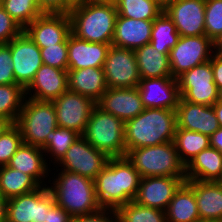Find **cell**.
I'll return each mask as SVG.
<instances>
[{"label":"cell","mask_w":222,"mask_h":222,"mask_svg":"<svg viewBox=\"0 0 222 222\" xmlns=\"http://www.w3.org/2000/svg\"><path fill=\"white\" fill-rule=\"evenodd\" d=\"M109 157L94 148L80 135L57 163L61 169L95 180L106 166Z\"/></svg>","instance_id":"11"},{"label":"cell","mask_w":222,"mask_h":222,"mask_svg":"<svg viewBox=\"0 0 222 222\" xmlns=\"http://www.w3.org/2000/svg\"><path fill=\"white\" fill-rule=\"evenodd\" d=\"M167 222H200L193 188L185 181L166 209Z\"/></svg>","instance_id":"29"},{"label":"cell","mask_w":222,"mask_h":222,"mask_svg":"<svg viewBox=\"0 0 222 222\" xmlns=\"http://www.w3.org/2000/svg\"><path fill=\"white\" fill-rule=\"evenodd\" d=\"M96 105L124 123L145 109L137 88H107Z\"/></svg>","instance_id":"19"},{"label":"cell","mask_w":222,"mask_h":222,"mask_svg":"<svg viewBox=\"0 0 222 222\" xmlns=\"http://www.w3.org/2000/svg\"><path fill=\"white\" fill-rule=\"evenodd\" d=\"M210 61L213 70L214 82L219 91L220 89H222V55L214 52Z\"/></svg>","instance_id":"46"},{"label":"cell","mask_w":222,"mask_h":222,"mask_svg":"<svg viewBox=\"0 0 222 222\" xmlns=\"http://www.w3.org/2000/svg\"><path fill=\"white\" fill-rule=\"evenodd\" d=\"M214 42L206 35L180 36L170 50L169 64L173 78H178L193 67L209 61L214 53Z\"/></svg>","instance_id":"10"},{"label":"cell","mask_w":222,"mask_h":222,"mask_svg":"<svg viewBox=\"0 0 222 222\" xmlns=\"http://www.w3.org/2000/svg\"><path fill=\"white\" fill-rule=\"evenodd\" d=\"M23 31L39 48H44L68 39L71 34V20L66 14L42 13Z\"/></svg>","instance_id":"15"},{"label":"cell","mask_w":222,"mask_h":222,"mask_svg":"<svg viewBox=\"0 0 222 222\" xmlns=\"http://www.w3.org/2000/svg\"><path fill=\"white\" fill-rule=\"evenodd\" d=\"M44 185L45 187L42 185L32 192L5 200L3 222H45L55 199L49 186Z\"/></svg>","instance_id":"8"},{"label":"cell","mask_w":222,"mask_h":222,"mask_svg":"<svg viewBox=\"0 0 222 222\" xmlns=\"http://www.w3.org/2000/svg\"><path fill=\"white\" fill-rule=\"evenodd\" d=\"M44 153V155H43ZM46 153L40 147L22 144L11 157L7 166L22 171L30 175L40 186L48 175V163H46ZM45 156V157H44Z\"/></svg>","instance_id":"26"},{"label":"cell","mask_w":222,"mask_h":222,"mask_svg":"<svg viewBox=\"0 0 222 222\" xmlns=\"http://www.w3.org/2000/svg\"><path fill=\"white\" fill-rule=\"evenodd\" d=\"M153 20L117 16L112 46L136 50L151 40Z\"/></svg>","instance_id":"23"},{"label":"cell","mask_w":222,"mask_h":222,"mask_svg":"<svg viewBox=\"0 0 222 222\" xmlns=\"http://www.w3.org/2000/svg\"><path fill=\"white\" fill-rule=\"evenodd\" d=\"M0 4L23 30L42 14L38 0H0Z\"/></svg>","instance_id":"36"},{"label":"cell","mask_w":222,"mask_h":222,"mask_svg":"<svg viewBox=\"0 0 222 222\" xmlns=\"http://www.w3.org/2000/svg\"><path fill=\"white\" fill-rule=\"evenodd\" d=\"M17 84L13 74L10 47L0 44V85Z\"/></svg>","instance_id":"42"},{"label":"cell","mask_w":222,"mask_h":222,"mask_svg":"<svg viewBox=\"0 0 222 222\" xmlns=\"http://www.w3.org/2000/svg\"><path fill=\"white\" fill-rule=\"evenodd\" d=\"M118 15L126 18L154 20L164 10L154 0H117Z\"/></svg>","instance_id":"34"},{"label":"cell","mask_w":222,"mask_h":222,"mask_svg":"<svg viewBox=\"0 0 222 222\" xmlns=\"http://www.w3.org/2000/svg\"><path fill=\"white\" fill-rule=\"evenodd\" d=\"M173 142L180 161L186 167L197 154L210 147V136L185 129H176Z\"/></svg>","instance_id":"31"},{"label":"cell","mask_w":222,"mask_h":222,"mask_svg":"<svg viewBox=\"0 0 222 222\" xmlns=\"http://www.w3.org/2000/svg\"><path fill=\"white\" fill-rule=\"evenodd\" d=\"M218 100L222 101V89L219 90Z\"/></svg>","instance_id":"55"},{"label":"cell","mask_w":222,"mask_h":222,"mask_svg":"<svg viewBox=\"0 0 222 222\" xmlns=\"http://www.w3.org/2000/svg\"><path fill=\"white\" fill-rule=\"evenodd\" d=\"M16 125L21 130L24 144L43 149L48 135L58 127L53 102L25 97Z\"/></svg>","instance_id":"7"},{"label":"cell","mask_w":222,"mask_h":222,"mask_svg":"<svg viewBox=\"0 0 222 222\" xmlns=\"http://www.w3.org/2000/svg\"><path fill=\"white\" fill-rule=\"evenodd\" d=\"M0 222H3V207H0Z\"/></svg>","instance_id":"54"},{"label":"cell","mask_w":222,"mask_h":222,"mask_svg":"<svg viewBox=\"0 0 222 222\" xmlns=\"http://www.w3.org/2000/svg\"><path fill=\"white\" fill-rule=\"evenodd\" d=\"M179 38L176 26L164 11L153 20L150 43L159 52L169 54Z\"/></svg>","instance_id":"32"},{"label":"cell","mask_w":222,"mask_h":222,"mask_svg":"<svg viewBox=\"0 0 222 222\" xmlns=\"http://www.w3.org/2000/svg\"><path fill=\"white\" fill-rule=\"evenodd\" d=\"M126 158L143 177H185V165L180 161L173 141L131 149Z\"/></svg>","instance_id":"5"},{"label":"cell","mask_w":222,"mask_h":222,"mask_svg":"<svg viewBox=\"0 0 222 222\" xmlns=\"http://www.w3.org/2000/svg\"><path fill=\"white\" fill-rule=\"evenodd\" d=\"M79 136L80 134L73 130L57 127L48 135L43 151L54 157V161L58 163Z\"/></svg>","instance_id":"37"},{"label":"cell","mask_w":222,"mask_h":222,"mask_svg":"<svg viewBox=\"0 0 222 222\" xmlns=\"http://www.w3.org/2000/svg\"><path fill=\"white\" fill-rule=\"evenodd\" d=\"M58 127L67 128L83 135L90 113L96 103L89 97L67 90L52 101Z\"/></svg>","instance_id":"14"},{"label":"cell","mask_w":222,"mask_h":222,"mask_svg":"<svg viewBox=\"0 0 222 222\" xmlns=\"http://www.w3.org/2000/svg\"><path fill=\"white\" fill-rule=\"evenodd\" d=\"M78 2L115 5L117 0H79Z\"/></svg>","instance_id":"50"},{"label":"cell","mask_w":222,"mask_h":222,"mask_svg":"<svg viewBox=\"0 0 222 222\" xmlns=\"http://www.w3.org/2000/svg\"><path fill=\"white\" fill-rule=\"evenodd\" d=\"M205 33L213 42L222 34V0H205Z\"/></svg>","instance_id":"38"},{"label":"cell","mask_w":222,"mask_h":222,"mask_svg":"<svg viewBox=\"0 0 222 222\" xmlns=\"http://www.w3.org/2000/svg\"><path fill=\"white\" fill-rule=\"evenodd\" d=\"M23 29L0 4V44H7L19 36Z\"/></svg>","instance_id":"41"},{"label":"cell","mask_w":222,"mask_h":222,"mask_svg":"<svg viewBox=\"0 0 222 222\" xmlns=\"http://www.w3.org/2000/svg\"><path fill=\"white\" fill-rule=\"evenodd\" d=\"M186 182L193 188L200 222H222V184L219 181Z\"/></svg>","instance_id":"24"},{"label":"cell","mask_w":222,"mask_h":222,"mask_svg":"<svg viewBox=\"0 0 222 222\" xmlns=\"http://www.w3.org/2000/svg\"><path fill=\"white\" fill-rule=\"evenodd\" d=\"M68 90L91 98L95 103L106 92L103 68L68 70Z\"/></svg>","instance_id":"25"},{"label":"cell","mask_w":222,"mask_h":222,"mask_svg":"<svg viewBox=\"0 0 222 222\" xmlns=\"http://www.w3.org/2000/svg\"><path fill=\"white\" fill-rule=\"evenodd\" d=\"M116 211L119 222H167L165 211L144 207L135 201L119 206Z\"/></svg>","instance_id":"35"},{"label":"cell","mask_w":222,"mask_h":222,"mask_svg":"<svg viewBox=\"0 0 222 222\" xmlns=\"http://www.w3.org/2000/svg\"><path fill=\"white\" fill-rule=\"evenodd\" d=\"M164 12L180 36L206 35L205 0H175Z\"/></svg>","instance_id":"17"},{"label":"cell","mask_w":222,"mask_h":222,"mask_svg":"<svg viewBox=\"0 0 222 222\" xmlns=\"http://www.w3.org/2000/svg\"><path fill=\"white\" fill-rule=\"evenodd\" d=\"M213 109L216 113L217 120L219 122L220 127H222V101L218 100L214 105Z\"/></svg>","instance_id":"48"},{"label":"cell","mask_w":222,"mask_h":222,"mask_svg":"<svg viewBox=\"0 0 222 222\" xmlns=\"http://www.w3.org/2000/svg\"><path fill=\"white\" fill-rule=\"evenodd\" d=\"M141 79L172 77L169 54L159 52L148 43L134 50Z\"/></svg>","instance_id":"28"},{"label":"cell","mask_w":222,"mask_h":222,"mask_svg":"<svg viewBox=\"0 0 222 222\" xmlns=\"http://www.w3.org/2000/svg\"><path fill=\"white\" fill-rule=\"evenodd\" d=\"M214 52L222 55V34L214 41Z\"/></svg>","instance_id":"51"},{"label":"cell","mask_w":222,"mask_h":222,"mask_svg":"<svg viewBox=\"0 0 222 222\" xmlns=\"http://www.w3.org/2000/svg\"><path fill=\"white\" fill-rule=\"evenodd\" d=\"M75 0H38L41 13L66 14L76 5Z\"/></svg>","instance_id":"43"},{"label":"cell","mask_w":222,"mask_h":222,"mask_svg":"<svg viewBox=\"0 0 222 222\" xmlns=\"http://www.w3.org/2000/svg\"><path fill=\"white\" fill-rule=\"evenodd\" d=\"M4 202H5V200L3 199V196L0 191V207H3Z\"/></svg>","instance_id":"53"},{"label":"cell","mask_w":222,"mask_h":222,"mask_svg":"<svg viewBox=\"0 0 222 222\" xmlns=\"http://www.w3.org/2000/svg\"><path fill=\"white\" fill-rule=\"evenodd\" d=\"M25 100V89L19 84L0 85V117L16 124Z\"/></svg>","instance_id":"33"},{"label":"cell","mask_w":222,"mask_h":222,"mask_svg":"<svg viewBox=\"0 0 222 222\" xmlns=\"http://www.w3.org/2000/svg\"><path fill=\"white\" fill-rule=\"evenodd\" d=\"M183 100L213 106L218 101L219 91L214 82L211 61L197 65L177 78Z\"/></svg>","instance_id":"9"},{"label":"cell","mask_w":222,"mask_h":222,"mask_svg":"<svg viewBox=\"0 0 222 222\" xmlns=\"http://www.w3.org/2000/svg\"><path fill=\"white\" fill-rule=\"evenodd\" d=\"M7 45L11 51L15 82L26 89L43 65L40 48L24 31Z\"/></svg>","instance_id":"13"},{"label":"cell","mask_w":222,"mask_h":222,"mask_svg":"<svg viewBox=\"0 0 222 222\" xmlns=\"http://www.w3.org/2000/svg\"><path fill=\"white\" fill-rule=\"evenodd\" d=\"M103 72L108 88H137L141 80L134 50L112 45Z\"/></svg>","instance_id":"12"},{"label":"cell","mask_w":222,"mask_h":222,"mask_svg":"<svg viewBox=\"0 0 222 222\" xmlns=\"http://www.w3.org/2000/svg\"><path fill=\"white\" fill-rule=\"evenodd\" d=\"M67 71L43 64L25 89V96L40 101H54L68 90Z\"/></svg>","instance_id":"21"},{"label":"cell","mask_w":222,"mask_h":222,"mask_svg":"<svg viewBox=\"0 0 222 222\" xmlns=\"http://www.w3.org/2000/svg\"><path fill=\"white\" fill-rule=\"evenodd\" d=\"M82 136L109 158L126 156L125 123L97 105L90 113Z\"/></svg>","instance_id":"6"},{"label":"cell","mask_w":222,"mask_h":222,"mask_svg":"<svg viewBox=\"0 0 222 222\" xmlns=\"http://www.w3.org/2000/svg\"><path fill=\"white\" fill-rule=\"evenodd\" d=\"M111 43L88 42L72 33L68 37V70L103 68Z\"/></svg>","instance_id":"22"},{"label":"cell","mask_w":222,"mask_h":222,"mask_svg":"<svg viewBox=\"0 0 222 222\" xmlns=\"http://www.w3.org/2000/svg\"><path fill=\"white\" fill-rule=\"evenodd\" d=\"M72 216L56 203L47 212L45 222H71Z\"/></svg>","instance_id":"45"},{"label":"cell","mask_w":222,"mask_h":222,"mask_svg":"<svg viewBox=\"0 0 222 222\" xmlns=\"http://www.w3.org/2000/svg\"><path fill=\"white\" fill-rule=\"evenodd\" d=\"M12 125L13 123L9 119L0 117V136L4 132H6Z\"/></svg>","instance_id":"49"},{"label":"cell","mask_w":222,"mask_h":222,"mask_svg":"<svg viewBox=\"0 0 222 222\" xmlns=\"http://www.w3.org/2000/svg\"><path fill=\"white\" fill-rule=\"evenodd\" d=\"M71 222H119V218L116 209L101 208L88 215L72 217Z\"/></svg>","instance_id":"44"},{"label":"cell","mask_w":222,"mask_h":222,"mask_svg":"<svg viewBox=\"0 0 222 222\" xmlns=\"http://www.w3.org/2000/svg\"><path fill=\"white\" fill-rule=\"evenodd\" d=\"M49 190L55 203L63 207L72 217L97 212L102 207L96 198L94 180L61 170Z\"/></svg>","instance_id":"4"},{"label":"cell","mask_w":222,"mask_h":222,"mask_svg":"<svg viewBox=\"0 0 222 222\" xmlns=\"http://www.w3.org/2000/svg\"><path fill=\"white\" fill-rule=\"evenodd\" d=\"M43 64L68 70V39L63 43L40 48Z\"/></svg>","instance_id":"40"},{"label":"cell","mask_w":222,"mask_h":222,"mask_svg":"<svg viewBox=\"0 0 222 222\" xmlns=\"http://www.w3.org/2000/svg\"><path fill=\"white\" fill-rule=\"evenodd\" d=\"M176 128L175 110L145 108L125 122L126 153L131 149L174 141Z\"/></svg>","instance_id":"2"},{"label":"cell","mask_w":222,"mask_h":222,"mask_svg":"<svg viewBox=\"0 0 222 222\" xmlns=\"http://www.w3.org/2000/svg\"><path fill=\"white\" fill-rule=\"evenodd\" d=\"M39 187L30 175L7 165L0 166V191L4 200L32 192Z\"/></svg>","instance_id":"30"},{"label":"cell","mask_w":222,"mask_h":222,"mask_svg":"<svg viewBox=\"0 0 222 222\" xmlns=\"http://www.w3.org/2000/svg\"><path fill=\"white\" fill-rule=\"evenodd\" d=\"M186 180L219 181L222 178V154L208 147L185 167Z\"/></svg>","instance_id":"27"},{"label":"cell","mask_w":222,"mask_h":222,"mask_svg":"<svg viewBox=\"0 0 222 222\" xmlns=\"http://www.w3.org/2000/svg\"><path fill=\"white\" fill-rule=\"evenodd\" d=\"M117 16L115 5L77 2L69 12L71 33L88 42L111 43Z\"/></svg>","instance_id":"3"},{"label":"cell","mask_w":222,"mask_h":222,"mask_svg":"<svg viewBox=\"0 0 222 222\" xmlns=\"http://www.w3.org/2000/svg\"><path fill=\"white\" fill-rule=\"evenodd\" d=\"M185 181L186 177H143L134 201L144 207L166 211L174 194Z\"/></svg>","instance_id":"16"},{"label":"cell","mask_w":222,"mask_h":222,"mask_svg":"<svg viewBox=\"0 0 222 222\" xmlns=\"http://www.w3.org/2000/svg\"><path fill=\"white\" fill-rule=\"evenodd\" d=\"M140 180V174L126 156L109 158L94 180L99 205L102 208L117 209L134 201Z\"/></svg>","instance_id":"1"},{"label":"cell","mask_w":222,"mask_h":222,"mask_svg":"<svg viewBox=\"0 0 222 222\" xmlns=\"http://www.w3.org/2000/svg\"><path fill=\"white\" fill-rule=\"evenodd\" d=\"M210 146L222 154V127L210 136Z\"/></svg>","instance_id":"47"},{"label":"cell","mask_w":222,"mask_h":222,"mask_svg":"<svg viewBox=\"0 0 222 222\" xmlns=\"http://www.w3.org/2000/svg\"><path fill=\"white\" fill-rule=\"evenodd\" d=\"M145 108L176 110L180 101V91L176 78L141 79L137 87Z\"/></svg>","instance_id":"18"},{"label":"cell","mask_w":222,"mask_h":222,"mask_svg":"<svg viewBox=\"0 0 222 222\" xmlns=\"http://www.w3.org/2000/svg\"><path fill=\"white\" fill-rule=\"evenodd\" d=\"M175 111L176 129H185L211 136L220 128L213 106L191 103L180 98Z\"/></svg>","instance_id":"20"},{"label":"cell","mask_w":222,"mask_h":222,"mask_svg":"<svg viewBox=\"0 0 222 222\" xmlns=\"http://www.w3.org/2000/svg\"><path fill=\"white\" fill-rule=\"evenodd\" d=\"M163 10L171 5L175 0H154Z\"/></svg>","instance_id":"52"},{"label":"cell","mask_w":222,"mask_h":222,"mask_svg":"<svg viewBox=\"0 0 222 222\" xmlns=\"http://www.w3.org/2000/svg\"><path fill=\"white\" fill-rule=\"evenodd\" d=\"M22 144L21 130L13 124L0 136V166L7 165Z\"/></svg>","instance_id":"39"}]
</instances>
